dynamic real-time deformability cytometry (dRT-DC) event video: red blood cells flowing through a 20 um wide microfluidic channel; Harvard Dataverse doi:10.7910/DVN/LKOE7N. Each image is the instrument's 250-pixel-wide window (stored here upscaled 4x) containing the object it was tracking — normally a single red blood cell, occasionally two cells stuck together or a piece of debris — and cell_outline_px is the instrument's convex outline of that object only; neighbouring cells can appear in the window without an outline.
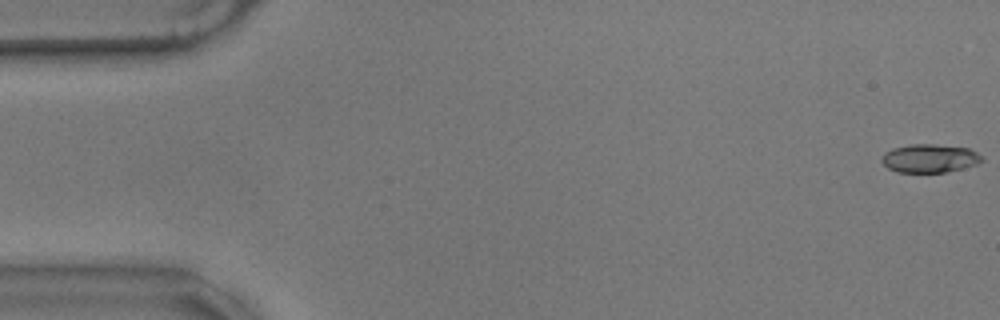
{"species": "common noctule bat (a hibernating species)", "species_latin": "Nyctalus noctula", "temperature_condition": "warm", "stored_images_in_passage": 58, "camera_frame_rate_fps": 3000, "um_per_image_px": 0.085, "animal": {"sex": "male", "body_mass_g": 17.9}, "frame": {"image": 1, "passage_image": 1, "time_ms": 0.0, "image_size_px": [1000, 320], "cell_outline_px": [[984, 160], [976, 164], [944, 172], [896, 172], [888, 168], [880, 160], [884, 152], [892, 148], [912, 144], [936, 144], [968, 148], [984, 156]], "centroid_in_image_um": [79.0, 13.45], "position_along_channel_um": 6.0, "area_um2": 16.59}}
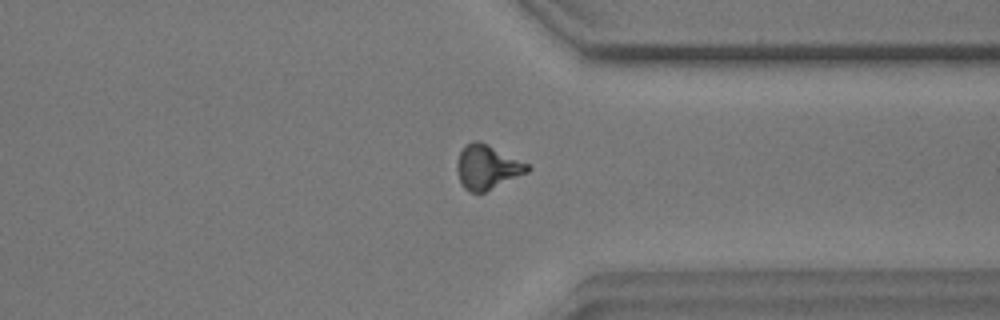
{"frame": {"image": 2, "passage_image": 44, "time_ms": 14.333, "image_size_px": [1000, 320], "cell_outline_px": [[532, 168], [528, 172], [484, 192], [472, 192], [464, 188], [460, 184], [456, 168], [456, 164], [460, 152], [464, 144], [472, 140], [480, 140], [528, 164]], "centroid_in_image_um": [41.38, 14.18], "position_along_channel_um": 370.0, "area_um2": 18.21}}
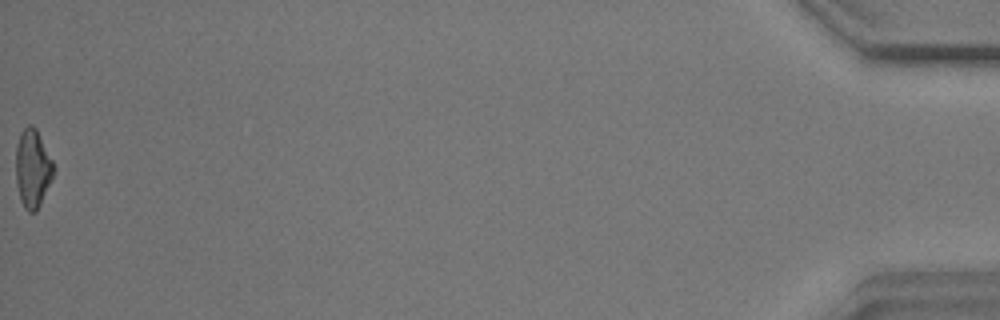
{"frame": {"image": 3, "passage_image": 58, "time_ms": 19.0, "image_size_px": [1000, 320], "cell_outline_px": [[56, 168], [40, 204], [36, 212], [28, 212], [24, 208], [20, 200], [16, 184], [16, 144], [20, 132], [28, 124], [32, 124], [36, 128]], "centroid_in_image_um": [2.76, 14.31], "position_along_channel_um": 432.4, "area_um2": 17.28}, "authors_computed_cell_mechanics": {"area_um2": 17.2244, "velocity_mm_per_s": 3.5105, "shape_relaxation_time_tau1_ms": 5.4829, "shape_relaxation_time_tau2_ms": 2.3787, "deformation_change_tau1": 0.1778, "deformation_change_tau2": 0.0979}}